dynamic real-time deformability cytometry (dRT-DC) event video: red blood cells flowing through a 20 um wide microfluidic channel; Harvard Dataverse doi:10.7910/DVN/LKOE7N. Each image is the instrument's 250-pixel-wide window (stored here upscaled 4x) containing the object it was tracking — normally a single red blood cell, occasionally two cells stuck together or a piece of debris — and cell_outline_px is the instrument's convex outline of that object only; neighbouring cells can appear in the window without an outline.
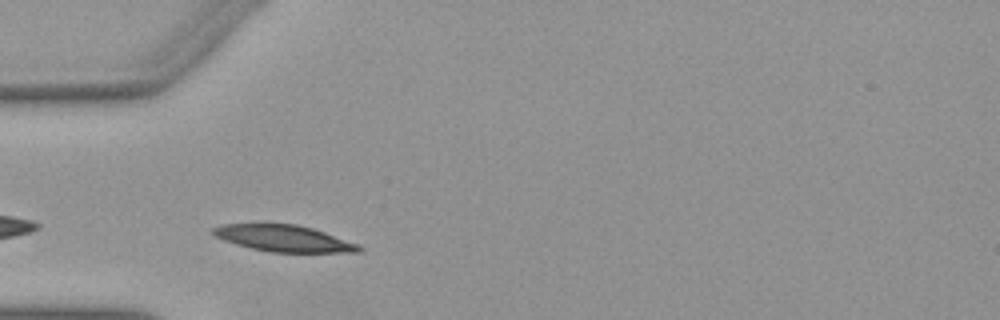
{"species": "Egyptian fruit bat (a non-hibernating species)", "species_latin": "Rousettus aegyptiacus", "temperature_condition": "warm", "stored_images_in_passage": 10, "camera_frame_rate_fps": 3000, "um_per_image_px": 0.085, "animal": {"sex": "female"}, "frame": {"image": 1, "passage_image": 2, "time_ms": 0.333, "image_size_px": [1000, 320], "cell_outline_px": [[364, 248], [360, 252], [268, 252], [236, 244], [224, 240], [216, 236], [212, 232], [212, 228], [224, 224], [260, 220], [296, 224], [312, 228], [360, 244]], "centroid_in_image_um": [24.07, 20.21], "position_along_channel_um": 60.9, "area_um2": 23.41}}
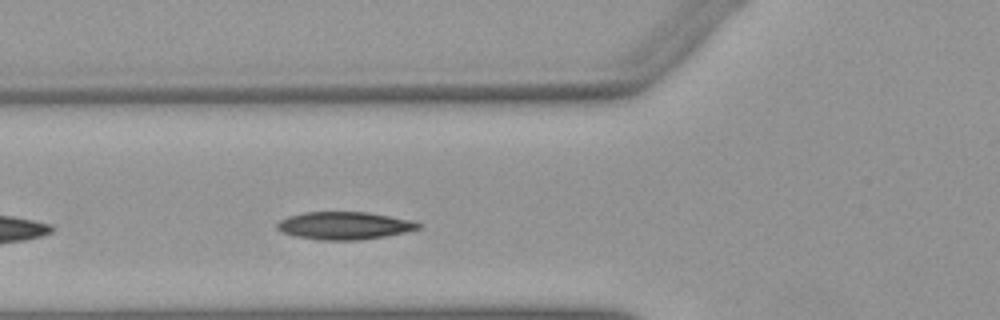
{"frame": {"image": 2, "passage_image": 5, "time_ms": 1.333, "image_size_px": [1000, 320], "cell_outline_px": [[424, 224], [420, 228], [404, 232], [384, 236], [360, 240], [320, 240], [296, 236], [284, 232], [276, 228], [276, 224], [280, 220], [288, 216], [304, 212], [368, 212], [412, 220]], "centroid_in_image_um": [29.29, 19.17], "position_along_channel_um": 96.5, "area_um2": 22.72}}